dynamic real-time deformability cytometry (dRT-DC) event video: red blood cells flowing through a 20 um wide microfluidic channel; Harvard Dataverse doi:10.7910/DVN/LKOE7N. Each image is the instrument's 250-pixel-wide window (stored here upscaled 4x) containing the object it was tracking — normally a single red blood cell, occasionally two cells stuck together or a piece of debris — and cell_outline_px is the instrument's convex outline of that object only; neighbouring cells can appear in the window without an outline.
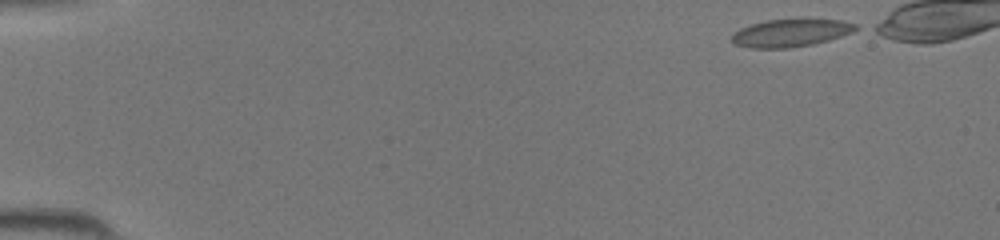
{"species": "common noctule bat (a hibernating species)", "species_latin": "Nyctalus noctula", "temperature_condition": "room temperature", "stored_images_in_passage": 37, "camera_frame_rate_fps": 3000, "um_per_image_px": 0.085, "animal": {"sex": "female", "body_mass_g": 19.5, "forearm_length_mm": 54.1}, "frame": {"image": 1, "passage_image": 1, "time_ms": 0.0, "image_size_px": [1000, 240], "cell_outline_px": [[860, 28], [852, 32], [828, 40], [812, 44], [788, 48], [752, 48], [736, 44], [732, 40], [732, 36], [740, 28], [752, 24], [768, 20], [840, 20], [856, 24]], "centroid_in_image_um": [67.22, 2.81], "position_along_channel_um": 17.8, "area_um2": 19.48}}
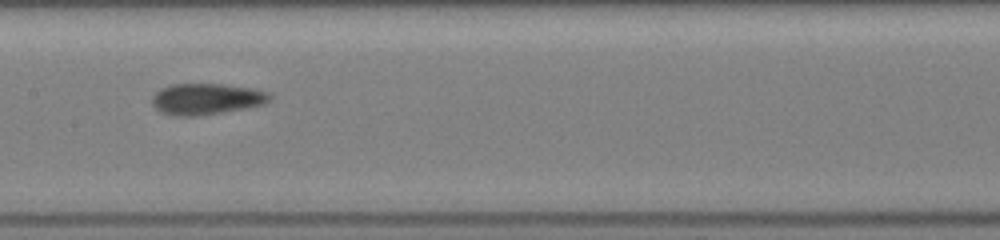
{"frame": {"image": 2, "passage_image": 20, "time_ms": 6.333, "image_size_px": [1000, 240], "cell_outline_px": [[272, 96], [264, 104], [248, 108], [196, 116], [176, 116], [160, 112], [152, 104], [152, 96], [160, 88], [172, 84], [224, 84], [252, 88], [268, 92]], "centroid_in_image_um": [17.53, 8.41], "position_along_channel_um": 189.9, "area_um2": 21.44}}
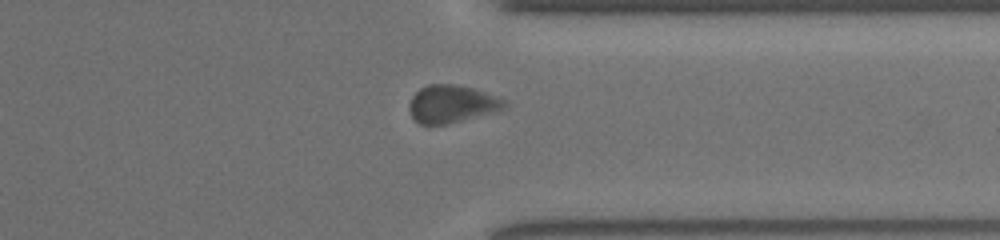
{"frame": {"image": 3, "passage_image": 32, "time_ms": 10.333, "image_size_px": [1000, 240], "cell_outline_px": [[508, 104], [504, 108], [492, 112], [448, 124], [420, 124], [412, 116], [408, 108], [408, 104], [412, 96], [420, 88], [428, 84], [456, 84], [472, 88], [496, 96], [504, 100]], "centroid_in_image_um": [38.36, 8.83], "position_along_channel_um": 373.0, "area_um2": 20.69}}